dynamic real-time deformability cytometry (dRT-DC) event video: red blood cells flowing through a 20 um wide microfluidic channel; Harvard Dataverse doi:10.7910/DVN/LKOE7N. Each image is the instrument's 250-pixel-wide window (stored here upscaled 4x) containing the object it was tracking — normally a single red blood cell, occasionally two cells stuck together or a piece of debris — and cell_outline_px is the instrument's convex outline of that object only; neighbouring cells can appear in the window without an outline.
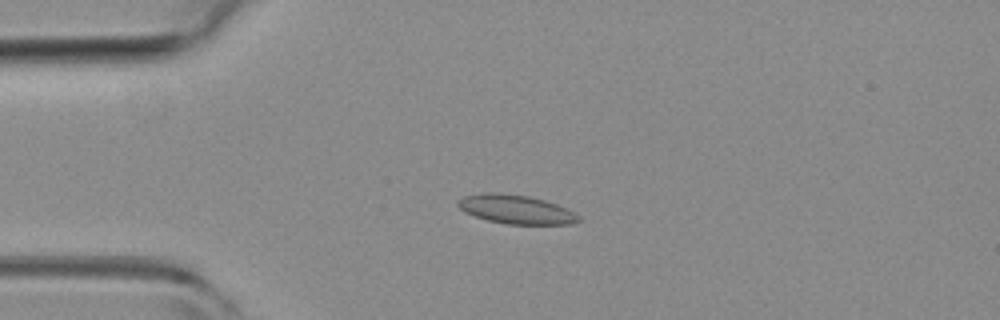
{"species": "common noctule bat (a hibernating species)", "species_latin": "Nyctalus noctula", "temperature_condition": "room temperature", "stored_images_in_passage": 50, "camera_frame_rate_fps": 3000, "um_per_image_px": 0.085, "animal": {"sex": "female", "body_mass_g": 19.3, "forearm_length_mm": 54.1}, "frame": {"image": 1, "passage_image": 12, "time_ms": 3.667, "image_size_px": [1000, 320], "cell_outline_px": [[580, 220], [572, 224], [508, 224], [488, 220], [464, 212], [456, 204], [456, 200], [464, 196], [484, 192], [496, 192], [528, 196], [544, 200], [556, 204], [580, 216]], "centroid_in_image_um": [43.81, 17.79], "position_along_channel_um": 41.2, "area_um2": 20.17}}
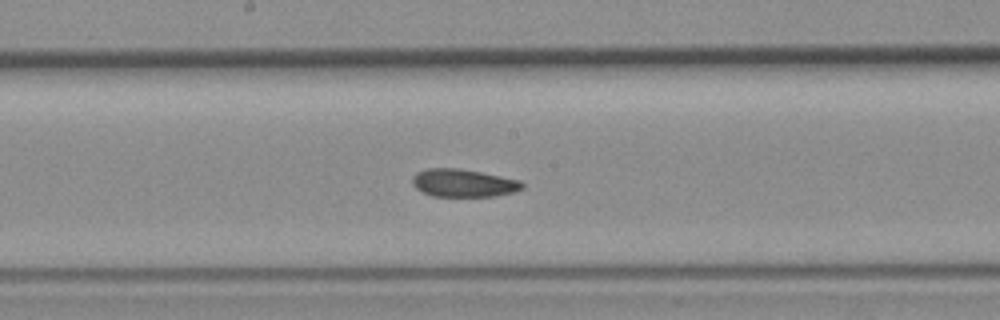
{"frame": {"image": 2, "passage_image": 26, "time_ms": 8.333, "image_size_px": [1000, 320], "cell_outline_px": [[524, 188], [516, 192], [496, 196], [432, 196], [416, 188], [412, 184], [412, 176], [416, 172], [424, 168], [460, 168], [520, 180], [524, 184]], "centroid_in_image_um": [39.39, 15.55], "position_along_channel_um": 208.8, "area_um2": 17.98}}
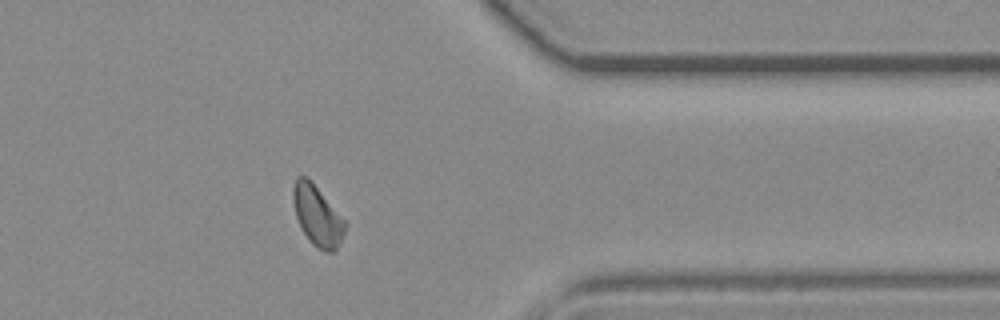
{"frame": {"image": 3, "passage_image": 40, "time_ms": 13.0, "image_size_px": [1000, 320], "cell_outline_px": [[348, 224], [336, 252], [324, 252], [316, 248], [308, 240], [296, 216], [292, 200], [292, 188], [296, 176], [304, 176], [316, 188]], "centroid_in_image_um": [26.97, 18.4], "position_along_channel_um": 384.4, "area_um2": 17.98}}